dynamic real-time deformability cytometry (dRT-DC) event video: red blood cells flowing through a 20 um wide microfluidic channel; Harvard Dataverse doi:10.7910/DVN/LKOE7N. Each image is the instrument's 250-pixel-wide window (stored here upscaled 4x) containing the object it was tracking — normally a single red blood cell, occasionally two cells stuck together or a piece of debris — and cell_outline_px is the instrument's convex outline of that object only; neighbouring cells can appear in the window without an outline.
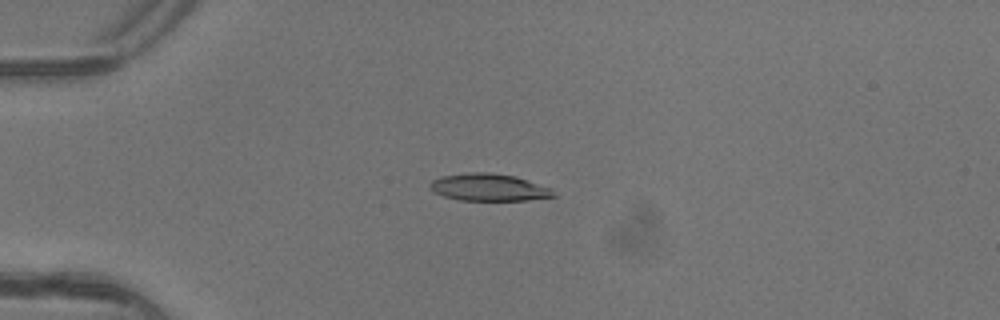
{"species": "common noctule bat (a hibernating species)", "species_latin": "Nyctalus noctula", "temperature_condition": "warm", "stored_images_in_passage": 3, "camera_frame_rate_fps": 3000, "um_per_image_px": 0.085, "animal": {"sex": "female"}, "frame": {"image": 1, "passage_image": 1, "time_ms": 0.0, "image_size_px": [1000, 320], "cell_outline_px": [[556, 196], [524, 200], [460, 200], [444, 196], [432, 192], [428, 184], [432, 180], [440, 176], [468, 172], [488, 172], [516, 176], [552, 188]], "centroid_in_image_um": [41.52, 15.91], "position_along_channel_um": 43.5, "area_um2": 19.71}}
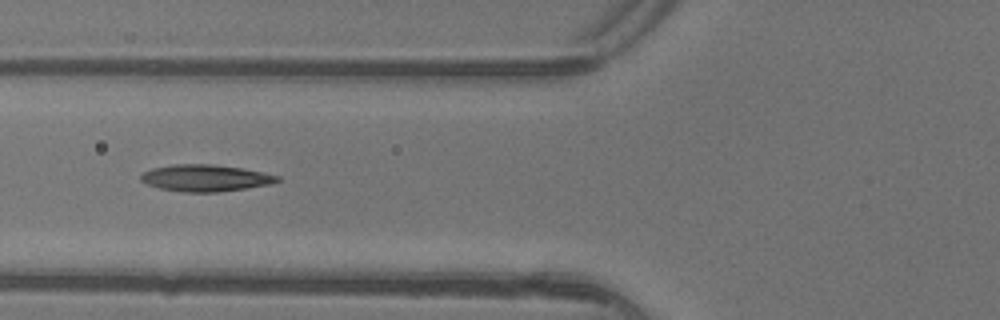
{"frame": {"image": 2, "passage_image": 3, "time_ms": 0.667, "image_size_px": [1000, 320], "cell_outline_px": [[280, 180], [272, 184], [216, 192], [184, 192], [160, 188], [148, 184], [140, 180], [140, 176], [144, 172], [152, 168], [172, 164], [212, 164], [244, 168], [280, 176]], "centroid_in_image_um": [17.47, 15.12], "position_along_channel_um": 108.3, "area_um2": 21.21}}